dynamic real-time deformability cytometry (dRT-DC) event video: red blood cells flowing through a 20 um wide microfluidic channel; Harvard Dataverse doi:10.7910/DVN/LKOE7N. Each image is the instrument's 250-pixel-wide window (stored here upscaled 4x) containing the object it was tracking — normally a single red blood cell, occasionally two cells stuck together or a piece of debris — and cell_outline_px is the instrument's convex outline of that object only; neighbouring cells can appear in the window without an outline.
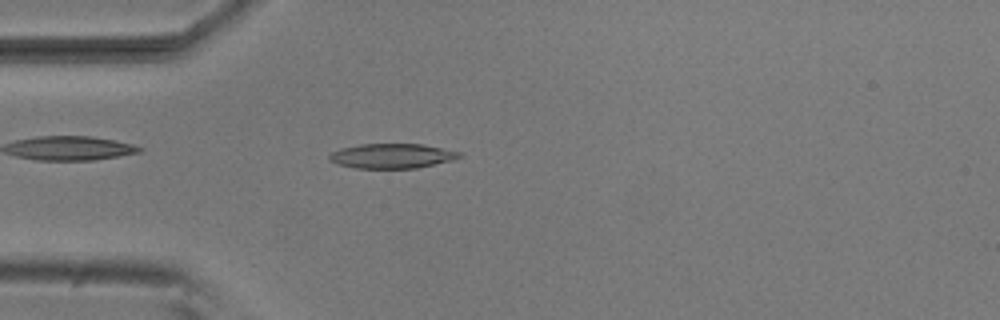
{"species": "common noctule bat (a hibernating species)", "species_latin": "Nyctalus noctula", "temperature_condition": "room temperature", "stored_images_in_passage": 3, "camera_frame_rate_fps": 3000, "um_per_image_px": 0.085, "animal": {"sex": "male", "body_mass_g": 20.5, "forearm_length_mm": 52.5}, "frame": {"image": 1, "passage_image": 3, "time_ms": 0.667, "image_size_px": [1000, 320], "cell_outline_px": [[464, 152], [460, 156], [452, 160], [416, 168], [356, 168], [340, 164], [328, 160], [328, 156], [332, 152], [340, 148], [360, 144], [424, 144]], "centroid_in_image_um": [33.33, 13.24], "position_along_channel_um": 51.7, "area_um2": 18.73}}